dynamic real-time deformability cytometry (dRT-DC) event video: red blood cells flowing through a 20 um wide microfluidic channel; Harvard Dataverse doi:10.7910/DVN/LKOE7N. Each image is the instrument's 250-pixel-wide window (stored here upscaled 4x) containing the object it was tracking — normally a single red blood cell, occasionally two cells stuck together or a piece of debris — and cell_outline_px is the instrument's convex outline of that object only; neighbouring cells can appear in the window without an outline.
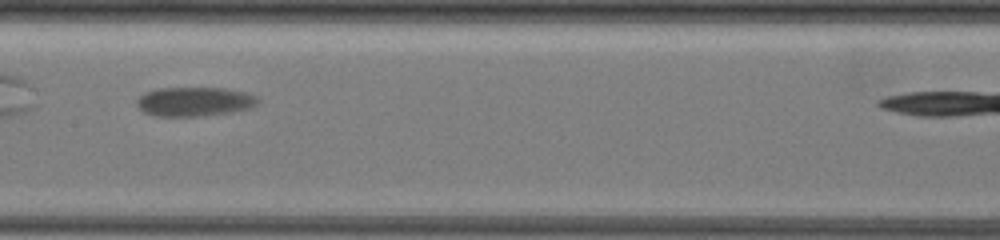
{"species": "common noctule bat (a hibernating species)", "species_latin": "Nyctalus noctula", "temperature_condition": "warm", "stored_images_in_passage": 18, "camera_frame_rate_fps": 3000, "um_per_image_px": 0.085, "animal": {"sex": "female", "body_mass_g": 19.5, "forearm_length_mm": 54.1}, "frame": {"image": 1, "passage_image": 6, "time_ms": 4.333, "image_size_px": [1000, 240], "cell_outline_px": [[260, 100], [252, 108], [232, 112], [200, 116], [156, 116], [144, 112], [136, 104], [136, 100], [144, 92], [160, 88], [224, 88], [244, 92], [256, 96]], "centroid_in_image_um": [16.53, 8.64], "position_along_channel_um": 190.9, "area_um2": 20.63}}